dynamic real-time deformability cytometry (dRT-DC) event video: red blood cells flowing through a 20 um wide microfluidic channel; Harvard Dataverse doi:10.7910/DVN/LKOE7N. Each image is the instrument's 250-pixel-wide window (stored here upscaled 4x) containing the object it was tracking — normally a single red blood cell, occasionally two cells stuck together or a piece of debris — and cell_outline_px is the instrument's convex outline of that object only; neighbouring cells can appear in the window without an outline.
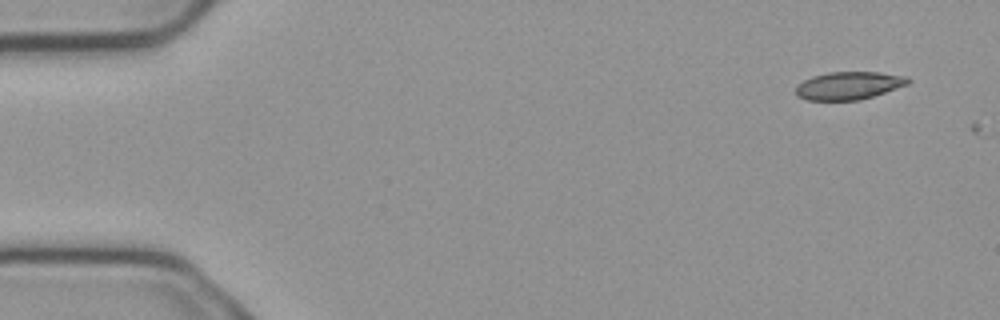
{"species": "common noctule bat (a hibernating species)", "species_latin": "Nyctalus noctula", "temperature_condition": "cold", "stored_images_in_passage": 2, "camera_frame_rate_fps": 3000, "um_per_image_px": 0.085, "animal": {"sex": "male", "body_mass_g": 23.1, "forearm_length_mm": 52.7}, "frame": {"image": 1, "passage_image": 1, "time_ms": 0.0, "image_size_px": [1000, 320], "cell_outline_px": [[912, 80], [908, 84], [860, 100], [808, 100], [796, 96], [796, 88], [804, 80], [812, 76], [828, 72], [880, 72], [908, 76]], "centroid_in_image_um": [72.17, 7.26], "position_along_channel_um": 12.8, "area_um2": 18.15}}